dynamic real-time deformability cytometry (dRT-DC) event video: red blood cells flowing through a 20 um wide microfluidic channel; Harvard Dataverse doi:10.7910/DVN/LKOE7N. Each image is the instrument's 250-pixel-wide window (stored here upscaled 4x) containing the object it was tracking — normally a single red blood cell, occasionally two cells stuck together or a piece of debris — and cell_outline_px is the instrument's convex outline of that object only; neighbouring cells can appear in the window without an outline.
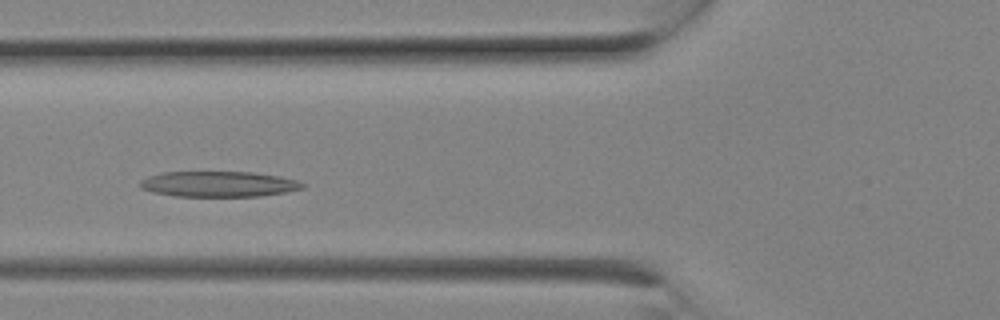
{"species": "Egyptian fruit bat (a non-hibernating species)", "species_latin": "Rousettus aegyptiacus", "temperature_condition": "room temperature", "stored_images_in_passage": 7, "camera_frame_rate_fps": 3000, "um_per_image_px": 0.085, "animal": {"sex": "female"}, "frame": {"image": 1, "passage_image": 6, "time_ms": 1.667, "image_size_px": [1000, 320], "cell_outline_px": [[308, 184], [304, 188], [284, 192], [260, 196], [176, 196], [152, 192], [140, 188], [140, 180], [148, 176], [160, 172], [252, 172], [280, 176], [296, 180]], "centroid_in_image_um": [18.58, 15.64], "position_along_channel_um": 107.2, "area_um2": 24.28}}
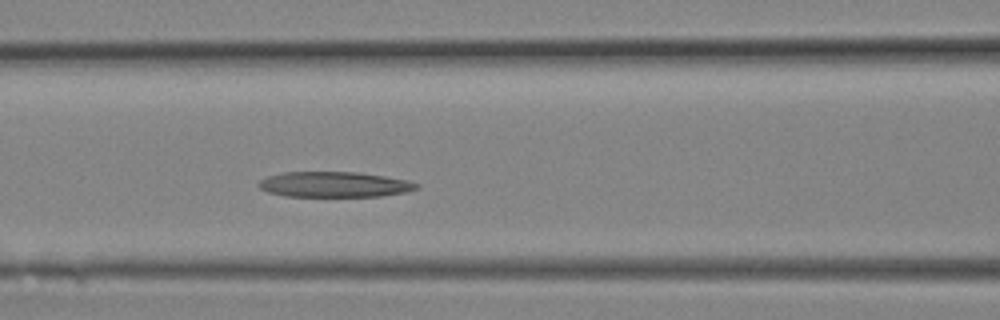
{"frame": {"image": 2, "passage_image": 7, "time_ms": 2.0, "image_size_px": [1000, 320], "cell_outline_px": [[420, 188], [404, 192], [380, 196], [284, 196], [268, 192], [260, 188], [256, 184], [260, 180], [268, 176], [284, 172], [356, 172], [384, 176], [408, 180], [420, 184]], "centroid_in_image_um": [28.41, 15.68], "position_along_channel_um": 138.2, "area_um2": 23.35}}